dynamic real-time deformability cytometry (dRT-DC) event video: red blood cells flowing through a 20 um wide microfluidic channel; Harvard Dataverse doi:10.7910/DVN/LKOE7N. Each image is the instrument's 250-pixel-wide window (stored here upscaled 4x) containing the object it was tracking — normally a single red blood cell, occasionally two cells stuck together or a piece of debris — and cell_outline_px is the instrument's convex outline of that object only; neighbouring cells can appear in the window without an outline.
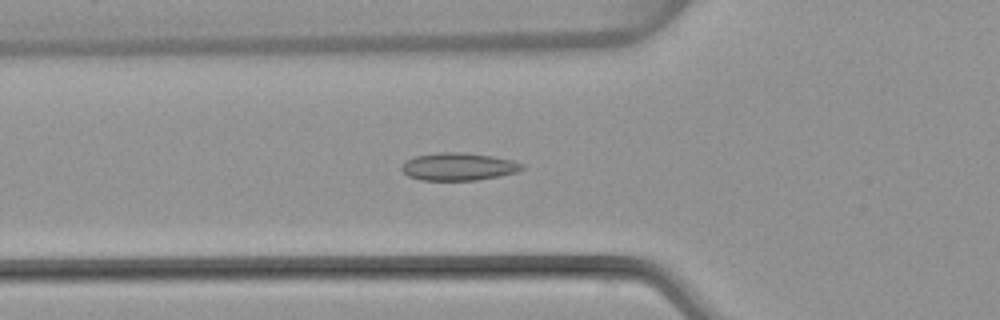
{"species": "common noctule bat (a hibernating species)", "species_latin": "Nyctalus noctula", "temperature_condition": "warm", "stored_images_in_passage": 51, "camera_frame_rate_fps": 3000, "um_per_image_px": 0.085, "animal": {"sex": "female", "body_mass_g": 22.7, "forearm_length_mm": 54.2}, "frame": {"image": 1, "passage_image": 18, "time_ms": 5.667, "image_size_px": [1000, 320], "cell_outline_px": [[524, 168], [516, 172], [500, 176], [476, 180], [420, 180], [408, 176], [400, 168], [404, 160], [416, 156], [440, 152], [464, 152], [492, 156], [512, 160], [524, 164]], "centroid_in_image_um": [38.95, 14.16], "position_along_channel_um": 86.8, "area_um2": 19.48}}
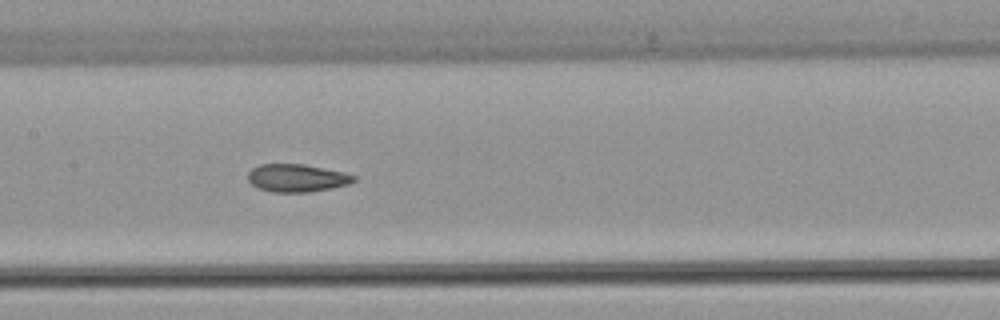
{"frame": {"image": 2, "passage_image": 25, "time_ms": 8.0, "image_size_px": [1000, 320], "cell_outline_px": [[356, 180], [348, 184], [332, 188], [308, 192], [272, 192], [260, 188], [252, 184], [248, 180], [248, 172], [252, 168], [260, 164], [304, 164], [344, 172], [356, 176]], "centroid_in_image_um": [25.24, 15.12], "position_along_channel_um": 182.2, "area_um2": 17.11}}
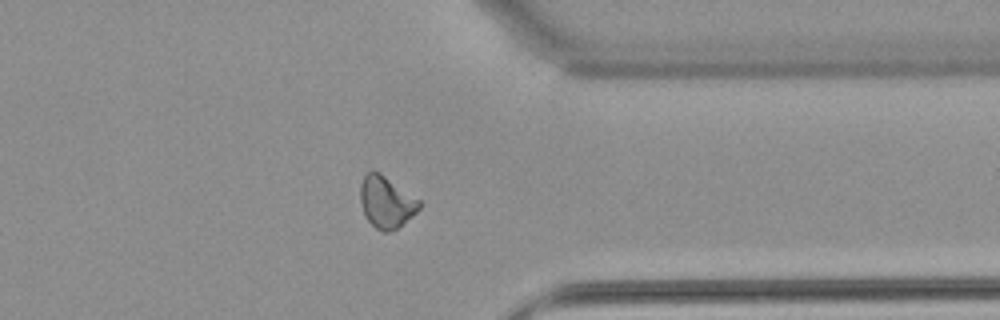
{"frame": {"image": 3, "passage_image": 40, "time_ms": 13.0, "image_size_px": [1000, 320], "cell_outline_px": [[424, 204], [412, 216], [392, 232], [384, 232], [376, 228], [368, 220], [360, 204], [360, 184], [364, 176], [372, 168], [380, 172], [420, 200]], "centroid_in_image_um": [32.84, 17.16], "position_along_channel_um": 378.6, "area_um2": 17.92}, "authors_computed_cell_mechanics": {"area_um2": 17.918, "velocity_mm_per_s": 4.0654, "shape_relaxation_time_tau1_ms": null, "shape_relaxation_time_tau2_ms": 2.444, "deformation_change_tau1": null, "deformation_change_tau2": 0.0711}}